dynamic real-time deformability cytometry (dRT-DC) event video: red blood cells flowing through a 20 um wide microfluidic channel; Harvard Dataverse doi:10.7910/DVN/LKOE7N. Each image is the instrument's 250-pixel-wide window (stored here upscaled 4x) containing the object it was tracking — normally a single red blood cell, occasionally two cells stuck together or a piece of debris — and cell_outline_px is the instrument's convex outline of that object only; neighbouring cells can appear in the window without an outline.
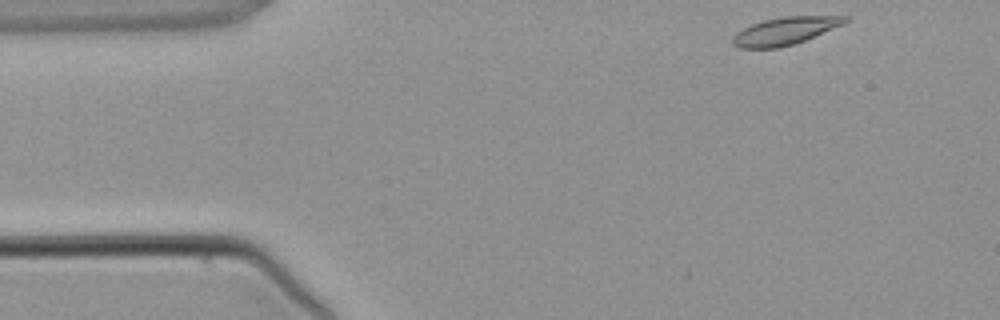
{"species": "common noctule bat (a hibernating species)", "species_latin": "Nyctalus noctula", "temperature_condition": "warm", "stored_images_in_passage": 3, "camera_frame_rate_fps": 3000, "um_per_image_px": 0.085, "animal": {"sex": "male", "body_mass_g": 21.5, "forearm_length_mm": 52.0}, "frame": {"image": 1, "passage_image": 1, "time_ms": 0.0, "image_size_px": [1000, 320], "cell_outline_px": [[848, 20], [844, 24], [796, 44], [780, 48], [740, 48], [732, 44], [732, 36], [736, 32], [752, 24], [764, 20], [784, 16], [848, 16]], "centroid_in_image_um": [66.72, 2.64], "position_along_channel_um": 18.3, "area_um2": 18.15}}
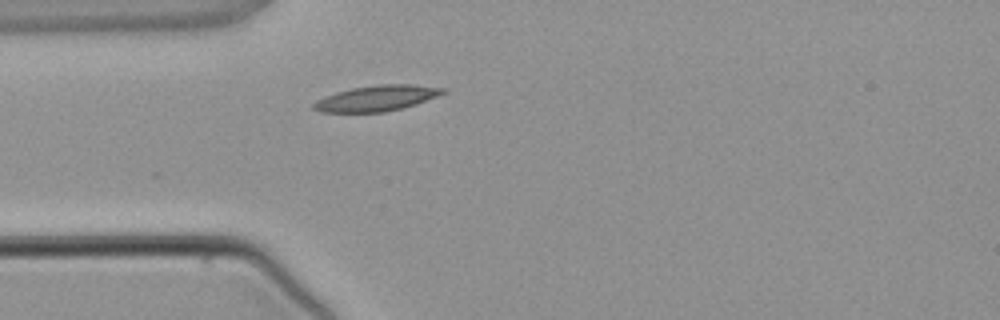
{"frame": {"image": 2, "passage_image": 3, "time_ms": 2.333, "image_size_px": [1000, 320], "cell_outline_px": [[448, 92], [416, 104], [384, 112], [320, 112], [312, 108], [312, 104], [316, 100], [324, 96], [336, 92], [352, 88], [380, 84], [412, 84], [448, 88]], "centroid_in_image_um": [32.03, 8.34], "position_along_channel_um": 53.0, "area_um2": 19.42}}